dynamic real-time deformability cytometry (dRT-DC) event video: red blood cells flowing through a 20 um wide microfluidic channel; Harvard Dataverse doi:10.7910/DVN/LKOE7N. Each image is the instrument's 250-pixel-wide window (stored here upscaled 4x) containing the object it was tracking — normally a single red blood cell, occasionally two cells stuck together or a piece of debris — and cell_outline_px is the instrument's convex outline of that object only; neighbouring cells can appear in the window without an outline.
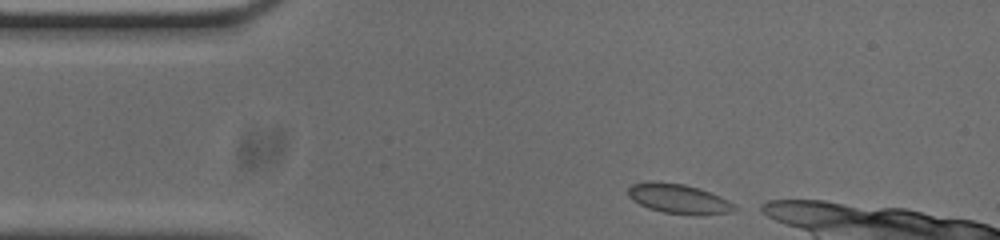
{"species": "common noctule bat (a hibernating species)", "species_latin": "Nyctalus noctula", "temperature_condition": "cold", "stored_images_in_passage": 43, "camera_frame_rate_fps": 3000, "um_per_image_px": 0.085, "animal": {"sex": "male", "body_mass_g": 20.0, "forearm_length_mm": 53.3}, "frame": {"image": 1, "passage_image": 1, "time_ms": 0.0, "image_size_px": [1000, 240], "cell_outline_px": [[740, 208], [728, 212], [664, 212], [648, 208], [632, 200], [628, 196], [628, 188], [632, 184], [648, 180], [684, 184], [700, 188], [720, 196], [728, 200]], "centroid_in_image_um": [57.6, 16.82], "position_along_channel_um": 27.4, "area_um2": 17.69}}
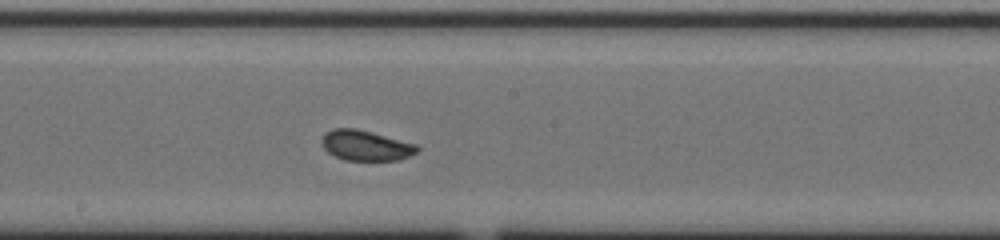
{"frame": {"image": 2, "passage_image": 20, "time_ms": 6.333, "image_size_px": [1000, 240], "cell_outline_px": [[420, 148], [416, 152], [400, 160], [344, 160], [328, 152], [324, 148], [320, 140], [332, 128], [356, 128], [372, 132], [416, 144]], "centroid_in_image_um": [31.09, 12.36], "position_along_channel_um": 217.1, "area_um2": 16.7}}
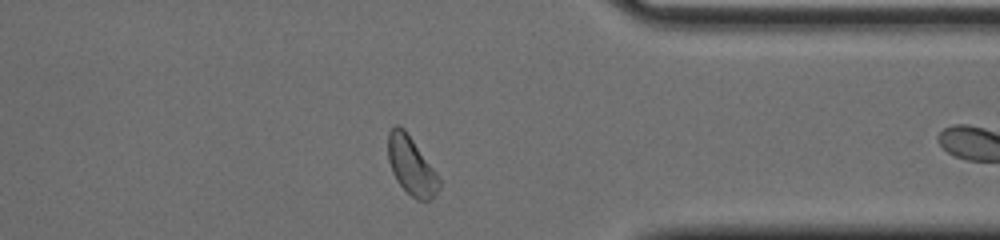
{"frame": {"image": 3, "passage_image": 34, "time_ms": 11.0, "image_size_px": [1000, 240], "cell_outline_px": [[440, 188], [432, 200], [416, 200], [396, 180], [392, 172], [388, 160], [388, 132], [396, 124], [400, 124], [404, 128], [436, 172], [440, 180]], "centroid_in_image_um": [34.96, 14.09], "position_along_channel_um": 376.4, "area_um2": 17.28}, "authors_computed_cell_mechanics": {"area_um2": 17.1666, "velocity_mm_per_s": 3.6861, "shape_relaxation_time_tau1_ms": 3.5554, "shape_relaxation_time_tau2_ms": null, "deformation_change_tau1": 0.0694, "deformation_change_tau2": null}}